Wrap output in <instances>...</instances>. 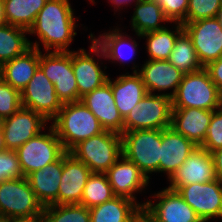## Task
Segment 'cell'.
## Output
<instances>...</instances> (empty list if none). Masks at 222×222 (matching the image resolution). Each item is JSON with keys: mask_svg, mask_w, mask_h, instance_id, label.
I'll return each instance as SVG.
<instances>
[{"mask_svg": "<svg viewBox=\"0 0 222 222\" xmlns=\"http://www.w3.org/2000/svg\"><path fill=\"white\" fill-rule=\"evenodd\" d=\"M115 197L106 173L92 172L84 187L80 205L91 208Z\"/></svg>", "mask_w": 222, "mask_h": 222, "instance_id": "d6a6232c", "label": "cell"}, {"mask_svg": "<svg viewBox=\"0 0 222 222\" xmlns=\"http://www.w3.org/2000/svg\"><path fill=\"white\" fill-rule=\"evenodd\" d=\"M39 67L54 84L56 94L63 104L81 101L72 69V51H39Z\"/></svg>", "mask_w": 222, "mask_h": 222, "instance_id": "8fae6325", "label": "cell"}, {"mask_svg": "<svg viewBox=\"0 0 222 222\" xmlns=\"http://www.w3.org/2000/svg\"><path fill=\"white\" fill-rule=\"evenodd\" d=\"M130 222H157V220L145 206H142L133 214Z\"/></svg>", "mask_w": 222, "mask_h": 222, "instance_id": "b9f144b4", "label": "cell"}, {"mask_svg": "<svg viewBox=\"0 0 222 222\" xmlns=\"http://www.w3.org/2000/svg\"><path fill=\"white\" fill-rule=\"evenodd\" d=\"M204 68L208 71L211 80L217 86V89L222 95V57L210 62Z\"/></svg>", "mask_w": 222, "mask_h": 222, "instance_id": "ab89813d", "label": "cell"}, {"mask_svg": "<svg viewBox=\"0 0 222 222\" xmlns=\"http://www.w3.org/2000/svg\"><path fill=\"white\" fill-rule=\"evenodd\" d=\"M43 210L26 177L0 183V217L41 219Z\"/></svg>", "mask_w": 222, "mask_h": 222, "instance_id": "52a82bcc", "label": "cell"}, {"mask_svg": "<svg viewBox=\"0 0 222 222\" xmlns=\"http://www.w3.org/2000/svg\"><path fill=\"white\" fill-rule=\"evenodd\" d=\"M105 173L115 196L128 198L140 207L145 206L146 200L139 196L147 195L146 190L149 194L153 182L136 164L122 155Z\"/></svg>", "mask_w": 222, "mask_h": 222, "instance_id": "7c38bea8", "label": "cell"}, {"mask_svg": "<svg viewBox=\"0 0 222 222\" xmlns=\"http://www.w3.org/2000/svg\"><path fill=\"white\" fill-rule=\"evenodd\" d=\"M69 153L85 163L91 172L105 173L123 155L122 136L104 130L79 142Z\"/></svg>", "mask_w": 222, "mask_h": 222, "instance_id": "5b68a950", "label": "cell"}, {"mask_svg": "<svg viewBox=\"0 0 222 222\" xmlns=\"http://www.w3.org/2000/svg\"><path fill=\"white\" fill-rule=\"evenodd\" d=\"M63 170V155L55 162L26 176L43 207L58 204V191Z\"/></svg>", "mask_w": 222, "mask_h": 222, "instance_id": "d4e9b609", "label": "cell"}, {"mask_svg": "<svg viewBox=\"0 0 222 222\" xmlns=\"http://www.w3.org/2000/svg\"><path fill=\"white\" fill-rule=\"evenodd\" d=\"M92 172L82 161L71 153L63 154V170L59 184L58 204H80L84 187Z\"/></svg>", "mask_w": 222, "mask_h": 222, "instance_id": "ffe728a7", "label": "cell"}, {"mask_svg": "<svg viewBox=\"0 0 222 222\" xmlns=\"http://www.w3.org/2000/svg\"><path fill=\"white\" fill-rule=\"evenodd\" d=\"M106 131L123 133L124 120L115 105L111 85L106 82L81 98Z\"/></svg>", "mask_w": 222, "mask_h": 222, "instance_id": "7402d4cb", "label": "cell"}, {"mask_svg": "<svg viewBox=\"0 0 222 222\" xmlns=\"http://www.w3.org/2000/svg\"><path fill=\"white\" fill-rule=\"evenodd\" d=\"M6 150L5 143H4V134L3 129L0 122V152Z\"/></svg>", "mask_w": 222, "mask_h": 222, "instance_id": "f6af8a7d", "label": "cell"}, {"mask_svg": "<svg viewBox=\"0 0 222 222\" xmlns=\"http://www.w3.org/2000/svg\"><path fill=\"white\" fill-rule=\"evenodd\" d=\"M7 24L29 30L48 0H3Z\"/></svg>", "mask_w": 222, "mask_h": 222, "instance_id": "4dcf8cb0", "label": "cell"}, {"mask_svg": "<svg viewBox=\"0 0 222 222\" xmlns=\"http://www.w3.org/2000/svg\"><path fill=\"white\" fill-rule=\"evenodd\" d=\"M119 114L126 118L131 109L148 93L138 72H125L108 78Z\"/></svg>", "mask_w": 222, "mask_h": 222, "instance_id": "603a6c76", "label": "cell"}, {"mask_svg": "<svg viewBox=\"0 0 222 222\" xmlns=\"http://www.w3.org/2000/svg\"><path fill=\"white\" fill-rule=\"evenodd\" d=\"M218 110H220L222 112V95L220 96V100H219V108Z\"/></svg>", "mask_w": 222, "mask_h": 222, "instance_id": "c3c4849f", "label": "cell"}, {"mask_svg": "<svg viewBox=\"0 0 222 222\" xmlns=\"http://www.w3.org/2000/svg\"><path fill=\"white\" fill-rule=\"evenodd\" d=\"M2 79V64H0V80Z\"/></svg>", "mask_w": 222, "mask_h": 222, "instance_id": "816d5d0a", "label": "cell"}, {"mask_svg": "<svg viewBox=\"0 0 222 222\" xmlns=\"http://www.w3.org/2000/svg\"><path fill=\"white\" fill-rule=\"evenodd\" d=\"M221 6V0H189L184 23L216 17Z\"/></svg>", "mask_w": 222, "mask_h": 222, "instance_id": "d590c367", "label": "cell"}, {"mask_svg": "<svg viewBox=\"0 0 222 222\" xmlns=\"http://www.w3.org/2000/svg\"><path fill=\"white\" fill-rule=\"evenodd\" d=\"M22 107L31 109L51 122L60 111L63 103L58 98L54 84L46 77L40 67L32 79L20 92Z\"/></svg>", "mask_w": 222, "mask_h": 222, "instance_id": "5bb4252c", "label": "cell"}, {"mask_svg": "<svg viewBox=\"0 0 222 222\" xmlns=\"http://www.w3.org/2000/svg\"><path fill=\"white\" fill-rule=\"evenodd\" d=\"M181 23H170L169 26L145 33L141 36L147 60H168L174 48L177 36L183 31Z\"/></svg>", "mask_w": 222, "mask_h": 222, "instance_id": "83f0119b", "label": "cell"}, {"mask_svg": "<svg viewBox=\"0 0 222 222\" xmlns=\"http://www.w3.org/2000/svg\"><path fill=\"white\" fill-rule=\"evenodd\" d=\"M121 136L123 155L136 164L150 181L154 174L159 176L161 130L126 131Z\"/></svg>", "mask_w": 222, "mask_h": 222, "instance_id": "8992f818", "label": "cell"}, {"mask_svg": "<svg viewBox=\"0 0 222 222\" xmlns=\"http://www.w3.org/2000/svg\"><path fill=\"white\" fill-rule=\"evenodd\" d=\"M0 222H9L8 218L0 217Z\"/></svg>", "mask_w": 222, "mask_h": 222, "instance_id": "f907efd6", "label": "cell"}, {"mask_svg": "<svg viewBox=\"0 0 222 222\" xmlns=\"http://www.w3.org/2000/svg\"><path fill=\"white\" fill-rule=\"evenodd\" d=\"M9 222H42L41 219H15V220H10Z\"/></svg>", "mask_w": 222, "mask_h": 222, "instance_id": "bcb514c9", "label": "cell"}, {"mask_svg": "<svg viewBox=\"0 0 222 222\" xmlns=\"http://www.w3.org/2000/svg\"><path fill=\"white\" fill-rule=\"evenodd\" d=\"M157 2L165 16L171 23H181L186 21V12L188 9L189 0H152Z\"/></svg>", "mask_w": 222, "mask_h": 222, "instance_id": "f35d334b", "label": "cell"}, {"mask_svg": "<svg viewBox=\"0 0 222 222\" xmlns=\"http://www.w3.org/2000/svg\"><path fill=\"white\" fill-rule=\"evenodd\" d=\"M178 194L193 208L202 222L222 221V180L179 187Z\"/></svg>", "mask_w": 222, "mask_h": 222, "instance_id": "4fadbf2b", "label": "cell"}, {"mask_svg": "<svg viewBox=\"0 0 222 222\" xmlns=\"http://www.w3.org/2000/svg\"><path fill=\"white\" fill-rule=\"evenodd\" d=\"M220 92L208 71L184 74L176 93L171 97L173 108H200L215 111L219 108Z\"/></svg>", "mask_w": 222, "mask_h": 222, "instance_id": "ba28073f", "label": "cell"}, {"mask_svg": "<svg viewBox=\"0 0 222 222\" xmlns=\"http://www.w3.org/2000/svg\"><path fill=\"white\" fill-rule=\"evenodd\" d=\"M7 20L5 17V10H4V1L0 0V26L6 25Z\"/></svg>", "mask_w": 222, "mask_h": 222, "instance_id": "ee69618b", "label": "cell"}, {"mask_svg": "<svg viewBox=\"0 0 222 222\" xmlns=\"http://www.w3.org/2000/svg\"><path fill=\"white\" fill-rule=\"evenodd\" d=\"M138 73L150 94H165L172 97L181 83L184 73L168 60L144 59Z\"/></svg>", "mask_w": 222, "mask_h": 222, "instance_id": "d6986e66", "label": "cell"}, {"mask_svg": "<svg viewBox=\"0 0 222 222\" xmlns=\"http://www.w3.org/2000/svg\"><path fill=\"white\" fill-rule=\"evenodd\" d=\"M108 1V2H107ZM139 0H106V2L108 3V4H110L109 6H111L112 8H113V15L114 16H117V18H118V20L120 19H122L123 18V16H122V14H123V12H125L127 9H128V7H130V6H132V5H134L135 3H137ZM122 10H123V12H122ZM119 12V13H118ZM117 14V15H116ZM120 17V18H119ZM122 17V18H121Z\"/></svg>", "mask_w": 222, "mask_h": 222, "instance_id": "60d3db41", "label": "cell"}, {"mask_svg": "<svg viewBox=\"0 0 222 222\" xmlns=\"http://www.w3.org/2000/svg\"><path fill=\"white\" fill-rule=\"evenodd\" d=\"M214 163L215 174L222 180V147L211 153Z\"/></svg>", "mask_w": 222, "mask_h": 222, "instance_id": "7bdbcfd3", "label": "cell"}, {"mask_svg": "<svg viewBox=\"0 0 222 222\" xmlns=\"http://www.w3.org/2000/svg\"><path fill=\"white\" fill-rule=\"evenodd\" d=\"M172 111L171 97L147 93L124 119L123 133L142 129L163 130L170 127Z\"/></svg>", "mask_w": 222, "mask_h": 222, "instance_id": "30bf717a", "label": "cell"}, {"mask_svg": "<svg viewBox=\"0 0 222 222\" xmlns=\"http://www.w3.org/2000/svg\"><path fill=\"white\" fill-rule=\"evenodd\" d=\"M25 177L21 171L17 152L6 149L0 152V183Z\"/></svg>", "mask_w": 222, "mask_h": 222, "instance_id": "8d00e7d4", "label": "cell"}, {"mask_svg": "<svg viewBox=\"0 0 222 222\" xmlns=\"http://www.w3.org/2000/svg\"><path fill=\"white\" fill-rule=\"evenodd\" d=\"M15 151L25 177L57 161L66 152L51 124Z\"/></svg>", "mask_w": 222, "mask_h": 222, "instance_id": "9c48e42d", "label": "cell"}, {"mask_svg": "<svg viewBox=\"0 0 222 222\" xmlns=\"http://www.w3.org/2000/svg\"><path fill=\"white\" fill-rule=\"evenodd\" d=\"M182 25L203 67L222 57V28L215 17Z\"/></svg>", "mask_w": 222, "mask_h": 222, "instance_id": "2e32d148", "label": "cell"}, {"mask_svg": "<svg viewBox=\"0 0 222 222\" xmlns=\"http://www.w3.org/2000/svg\"><path fill=\"white\" fill-rule=\"evenodd\" d=\"M139 207L128 198L115 196L103 204L89 208L90 222H130Z\"/></svg>", "mask_w": 222, "mask_h": 222, "instance_id": "f1b7e54d", "label": "cell"}, {"mask_svg": "<svg viewBox=\"0 0 222 222\" xmlns=\"http://www.w3.org/2000/svg\"><path fill=\"white\" fill-rule=\"evenodd\" d=\"M42 222H90L89 208L80 204L44 207Z\"/></svg>", "mask_w": 222, "mask_h": 222, "instance_id": "836d02e7", "label": "cell"}, {"mask_svg": "<svg viewBox=\"0 0 222 222\" xmlns=\"http://www.w3.org/2000/svg\"><path fill=\"white\" fill-rule=\"evenodd\" d=\"M198 146L171 126L161 130L159 173L168 180Z\"/></svg>", "mask_w": 222, "mask_h": 222, "instance_id": "44dd1931", "label": "cell"}, {"mask_svg": "<svg viewBox=\"0 0 222 222\" xmlns=\"http://www.w3.org/2000/svg\"><path fill=\"white\" fill-rule=\"evenodd\" d=\"M159 189L143 196L146 200L145 207L157 222H202L177 191L166 186Z\"/></svg>", "mask_w": 222, "mask_h": 222, "instance_id": "9a60e30c", "label": "cell"}, {"mask_svg": "<svg viewBox=\"0 0 222 222\" xmlns=\"http://www.w3.org/2000/svg\"><path fill=\"white\" fill-rule=\"evenodd\" d=\"M30 48L27 29L10 24L0 26V64L24 54Z\"/></svg>", "mask_w": 222, "mask_h": 222, "instance_id": "f546056e", "label": "cell"}, {"mask_svg": "<svg viewBox=\"0 0 222 222\" xmlns=\"http://www.w3.org/2000/svg\"><path fill=\"white\" fill-rule=\"evenodd\" d=\"M50 124L66 152L79 142L104 131L99 120L82 101L64 103Z\"/></svg>", "mask_w": 222, "mask_h": 222, "instance_id": "7a4b0ae2", "label": "cell"}, {"mask_svg": "<svg viewBox=\"0 0 222 222\" xmlns=\"http://www.w3.org/2000/svg\"><path fill=\"white\" fill-rule=\"evenodd\" d=\"M88 49L81 47L72 51V69L77 82L78 94L82 98L108 81L110 73L103 50L88 34ZM106 64V65H105Z\"/></svg>", "mask_w": 222, "mask_h": 222, "instance_id": "277c9868", "label": "cell"}, {"mask_svg": "<svg viewBox=\"0 0 222 222\" xmlns=\"http://www.w3.org/2000/svg\"><path fill=\"white\" fill-rule=\"evenodd\" d=\"M85 1H88L89 4H91V5H96V2H97L98 0H85ZM95 1H96V2H95Z\"/></svg>", "mask_w": 222, "mask_h": 222, "instance_id": "681fc988", "label": "cell"}, {"mask_svg": "<svg viewBox=\"0 0 222 222\" xmlns=\"http://www.w3.org/2000/svg\"><path fill=\"white\" fill-rule=\"evenodd\" d=\"M199 147L209 153L222 147V112L220 110L213 111L206 137Z\"/></svg>", "mask_w": 222, "mask_h": 222, "instance_id": "74e56055", "label": "cell"}, {"mask_svg": "<svg viewBox=\"0 0 222 222\" xmlns=\"http://www.w3.org/2000/svg\"><path fill=\"white\" fill-rule=\"evenodd\" d=\"M218 21V23L220 24L221 28H222V6L220 7V9L217 11L216 17H215Z\"/></svg>", "mask_w": 222, "mask_h": 222, "instance_id": "7dc6e473", "label": "cell"}, {"mask_svg": "<svg viewBox=\"0 0 222 222\" xmlns=\"http://www.w3.org/2000/svg\"><path fill=\"white\" fill-rule=\"evenodd\" d=\"M216 179L211 153L198 146L166 181V187L176 191L181 186Z\"/></svg>", "mask_w": 222, "mask_h": 222, "instance_id": "ac0fdd59", "label": "cell"}, {"mask_svg": "<svg viewBox=\"0 0 222 222\" xmlns=\"http://www.w3.org/2000/svg\"><path fill=\"white\" fill-rule=\"evenodd\" d=\"M39 67V50L31 47L24 54L2 64V79L21 92Z\"/></svg>", "mask_w": 222, "mask_h": 222, "instance_id": "484cf974", "label": "cell"}, {"mask_svg": "<svg viewBox=\"0 0 222 222\" xmlns=\"http://www.w3.org/2000/svg\"><path fill=\"white\" fill-rule=\"evenodd\" d=\"M115 24L112 28L109 27L107 30L99 31V35L90 31L91 38L103 50L107 64H115L117 67L119 65L118 68L121 66V68H125L126 66L125 69H121L126 72H128L129 68L131 72H138L141 63L134 59L137 58L138 52L142 49L139 47V42L142 40L141 36L136 33H132L133 36L128 34V32L126 33L125 30L128 26L122 23Z\"/></svg>", "mask_w": 222, "mask_h": 222, "instance_id": "3957f363", "label": "cell"}, {"mask_svg": "<svg viewBox=\"0 0 222 222\" xmlns=\"http://www.w3.org/2000/svg\"><path fill=\"white\" fill-rule=\"evenodd\" d=\"M73 1L48 0L37 14L34 24L28 30L31 47L39 51L71 52L78 31H88V26L78 23ZM80 29V30H79ZM30 37H34L33 40ZM36 37V38H35Z\"/></svg>", "mask_w": 222, "mask_h": 222, "instance_id": "6da1fadb", "label": "cell"}, {"mask_svg": "<svg viewBox=\"0 0 222 222\" xmlns=\"http://www.w3.org/2000/svg\"><path fill=\"white\" fill-rule=\"evenodd\" d=\"M132 6L130 8H133V13L132 15L130 14L129 20L131 32L143 35L163 29L171 23L165 16L161 6L155 1L139 0Z\"/></svg>", "mask_w": 222, "mask_h": 222, "instance_id": "4316f807", "label": "cell"}, {"mask_svg": "<svg viewBox=\"0 0 222 222\" xmlns=\"http://www.w3.org/2000/svg\"><path fill=\"white\" fill-rule=\"evenodd\" d=\"M168 61L184 74L197 72L204 68L198 59L192 40L185 30L177 36Z\"/></svg>", "mask_w": 222, "mask_h": 222, "instance_id": "1f68e13d", "label": "cell"}, {"mask_svg": "<svg viewBox=\"0 0 222 222\" xmlns=\"http://www.w3.org/2000/svg\"><path fill=\"white\" fill-rule=\"evenodd\" d=\"M0 122L5 147L9 150H17L50 124L42 115L25 107Z\"/></svg>", "mask_w": 222, "mask_h": 222, "instance_id": "e0dca14e", "label": "cell"}, {"mask_svg": "<svg viewBox=\"0 0 222 222\" xmlns=\"http://www.w3.org/2000/svg\"><path fill=\"white\" fill-rule=\"evenodd\" d=\"M21 105V94L3 79L0 80V121L17 112Z\"/></svg>", "mask_w": 222, "mask_h": 222, "instance_id": "e575fe53", "label": "cell"}, {"mask_svg": "<svg viewBox=\"0 0 222 222\" xmlns=\"http://www.w3.org/2000/svg\"><path fill=\"white\" fill-rule=\"evenodd\" d=\"M213 111L200 108H173L171 127L200 146L207 134Z\"/></svg>", "mask_w": 222, "mask_h": 222, "instance_id": "cb8c5ba5", "label": "cell"}]
</instances>
